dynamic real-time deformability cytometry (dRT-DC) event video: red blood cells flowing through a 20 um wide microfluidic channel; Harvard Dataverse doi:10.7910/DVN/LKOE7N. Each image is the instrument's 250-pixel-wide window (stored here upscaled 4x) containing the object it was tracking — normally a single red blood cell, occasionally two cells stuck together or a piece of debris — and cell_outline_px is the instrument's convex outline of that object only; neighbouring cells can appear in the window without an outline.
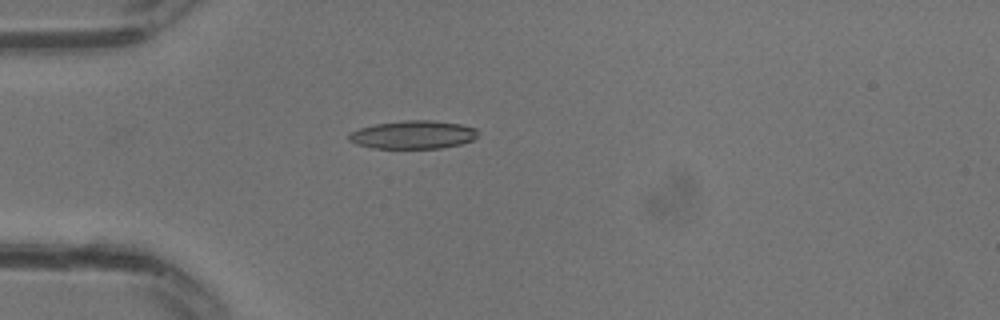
{"species": "common noctule bat (a hibernating species)", "species_latin": "Nyctalus noctula", "temperature_condition": "warm", "stored_images_in_passage": 23, "camera_frame_rate_fps": 3000, "um_per_image_px": 0.085, "animal": {"sex": "male", "body_mass_g": 13.3}, "frame": {"image": 1, "passage_image": 1, "time_ms": 0.0, "image_size_px": [1000, 320], "cell_outline_px": [[476, 136], [472, 140], [460, 144], [440, 148], [372, 148], [356, 144], [348, 140], [348, 136], [352, 132], [360, 128], [376, 124], [404, 120], [432, 120], [460, 124], [476, 128]], "centroid_in_image_um": [35.1, 11.45], "position_along_channel_um": 49.9, "area_um2": 21.04}}
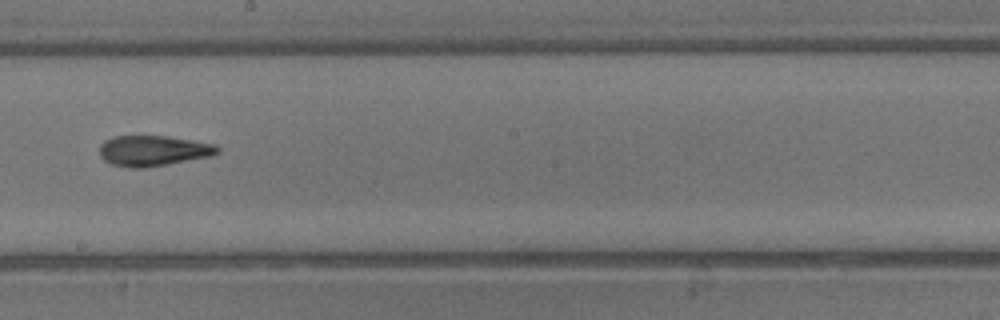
{"frame": {"image": 2, "passage_image": 10, "time_ms": 3.0, "image_size_px": [1000, 320], "cell_outline_px": [[220, 152], [212, 156], [168, 164], [144, 168], [132, 168], [112, 164], [104, 160], [100, 156], [100, 144], [104, 140], [116, 136], [164, 136], [192, 140], [216, 144], [220, 148]], "centroid_in_image_um": [13.04, 12.81], "position_along_channel_um": 235.2, "area_um2": 21.04}}
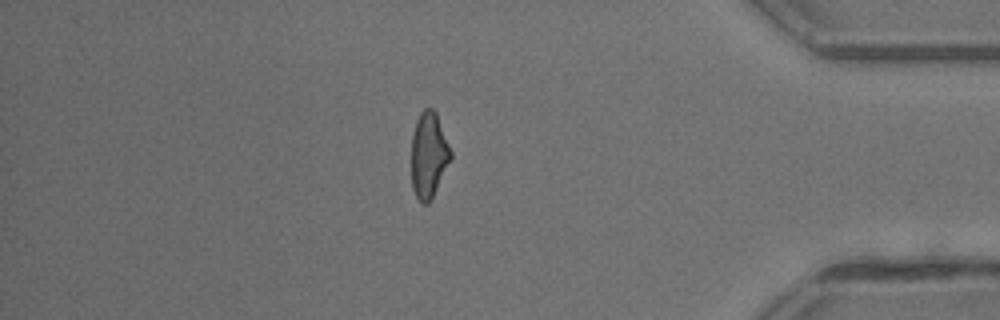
{"frame": {"image": 3, "passage_image": 19, "time_ms": 6.0, "image_size_px": [1000, 320], "cell_outline_px": [[452, 160], [428, 204], [424, 204], [416, 196], [412, 188], [412, 132], [416, 120], [420, 112], [424, 108], [432, 108], [436, 112], [452, 152]], "centroid_in_image_um": [36.45, 13.15], "position_along_channel_um": 398.7, "area_um2": 19.71}}